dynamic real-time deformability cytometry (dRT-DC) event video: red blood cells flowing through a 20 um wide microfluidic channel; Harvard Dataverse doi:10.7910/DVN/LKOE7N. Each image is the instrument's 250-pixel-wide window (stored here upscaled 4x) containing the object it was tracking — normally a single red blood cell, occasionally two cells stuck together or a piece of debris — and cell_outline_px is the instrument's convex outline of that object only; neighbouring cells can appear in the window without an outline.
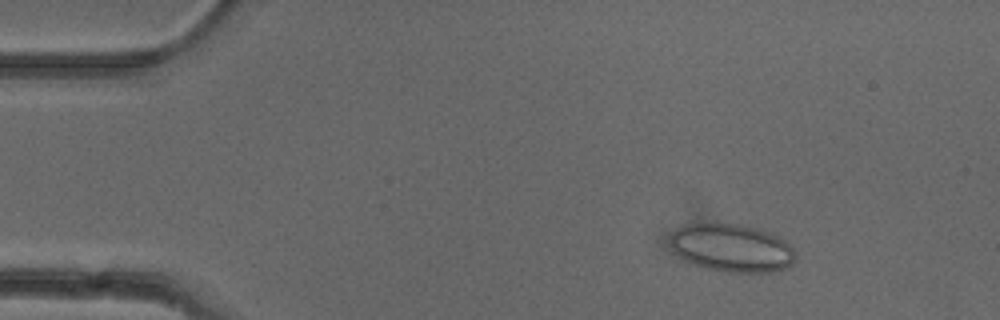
{"species": "common noctule bat (a hibernating species)", "species_latin": "Nyctalus noctula", "temperature_condition": "cold", "stored_images_in_passage": 5, "camera_frame_rate_fps": 3000, "um_per_image_px": 0.085, "animal": {"sex": "female"}, "frame": {"image": 1, "passage_image": 3, "time_ms": 0.667, "image_size_px": [1000, 320], "cell_outline_px": [[796, 260], [788, 268], [772, 272], [728, 272], [708, 268], [684, 260], [672, 248], [672, 232], [676, 228], [684, 224], [716, 220], [740, 224], [772, 232], [784, 240], [792, 248], [796, 256]], "centroid_in_image_um": [62.22, 21.03], "position_along_channel_um": 22.8, "area_um2": 35.66}}